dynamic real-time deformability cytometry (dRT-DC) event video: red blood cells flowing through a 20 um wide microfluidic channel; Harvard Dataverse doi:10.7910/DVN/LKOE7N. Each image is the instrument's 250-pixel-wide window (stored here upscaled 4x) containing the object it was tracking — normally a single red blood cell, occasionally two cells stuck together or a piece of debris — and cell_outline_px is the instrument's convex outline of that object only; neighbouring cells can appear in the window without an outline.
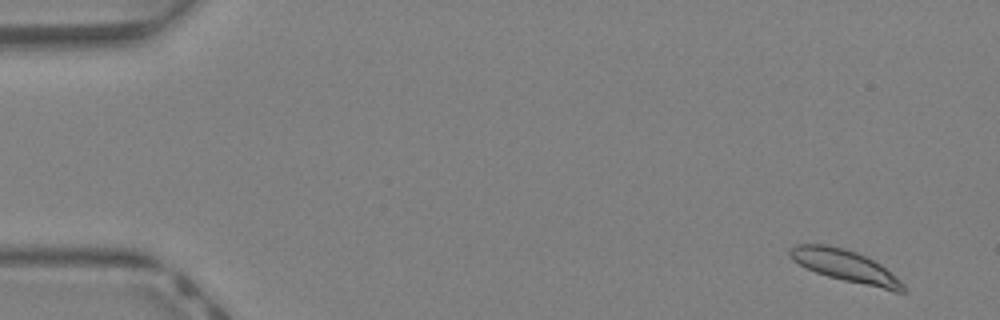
{"species": "Egyptian fruit bat (a non-hibernating species)", "species_latin": "Rousettus aegyptiacus", "temperature_condition": "warm", "stored_images_in_passage": 15, "camera_frame_rate_fps": 3000, "um_per_image_px": 0.085, "animal": {"sex": "female"}, "frame": {"image": 1, "passage_image": 3, "time_ms": 0.667, "image_size_px": [1000, 320], "cell_outline_px": [[908, 292], [896, 292], [844, 280], [828, 276], [816, 272], [792, 260], [788, 256], [788, 252], [796, 244], [828, 244], [844, 248], [856, 252], [880, 264], [896, 276], [904, 284]], "centroid_in_image_um": [71.87, 22.61], "position_along_channel_um": 13.1, "area_um2": 20.92}}